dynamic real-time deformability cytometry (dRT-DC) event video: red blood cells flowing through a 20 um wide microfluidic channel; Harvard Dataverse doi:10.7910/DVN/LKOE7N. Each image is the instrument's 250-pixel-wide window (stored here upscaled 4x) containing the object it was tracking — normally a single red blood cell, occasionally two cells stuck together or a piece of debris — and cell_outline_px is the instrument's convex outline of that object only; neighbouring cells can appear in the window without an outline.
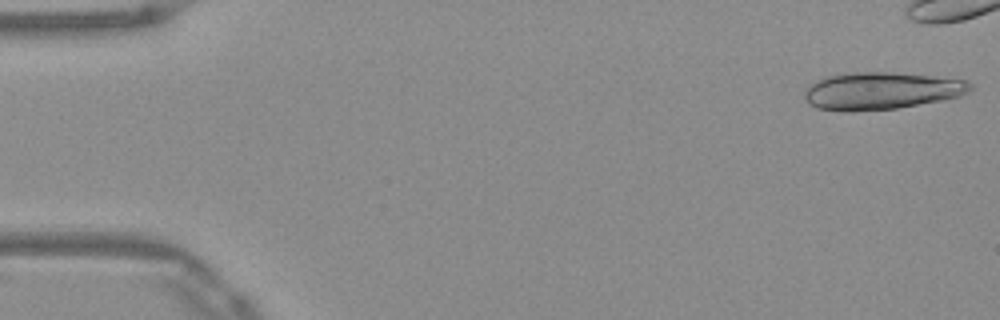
{"species": "Egyptian fruit bat (a non-hibernating species)", "species_latin": "Rousettus aegyptiacus", "temperature_condition": "warm", "stored_images_in_passage": 16, "camera_frame_rate_fps": 3000, "um_per_image_px": 0.085, "frame": {"image": 1, "passage_image": 1, "time_ms": 0.0, "image_size_px": [1000, 320], "cell_outline_px": [[972, 88], [968, 92], [960, 96], [944, 100], [896, 108], [848, 112], [844, 112], [816, 108], [808, 104], [804, 100], [804, 92], [808, 84], [824, 76], [856, 72], [892, 72], [932, 76], [964, 80], [972, 84]], "centroid_in_image_um": [74.84, 7.72], "position_along_channel_um": 10.2, "area_um2": 36.36}}